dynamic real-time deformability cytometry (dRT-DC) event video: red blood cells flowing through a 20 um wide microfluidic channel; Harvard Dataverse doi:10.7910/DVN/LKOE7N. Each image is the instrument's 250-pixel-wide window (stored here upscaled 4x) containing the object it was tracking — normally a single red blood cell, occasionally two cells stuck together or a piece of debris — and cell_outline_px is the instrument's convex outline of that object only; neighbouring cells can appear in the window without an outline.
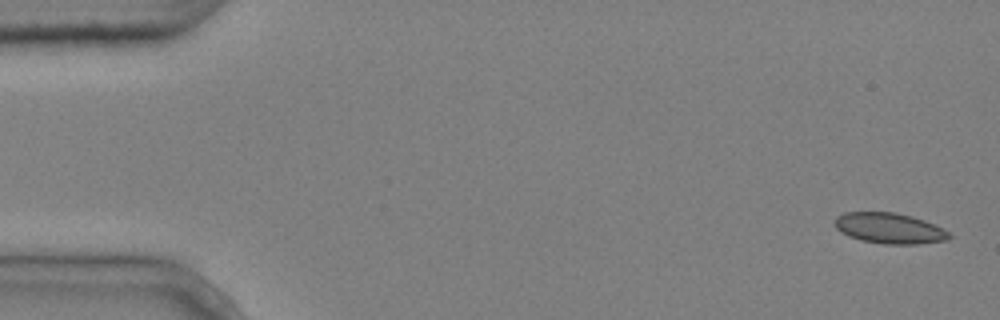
{"species": "common noctule bat (a hibernating species)", "species_latin": "Nyctalus noctula", "temperature_condition": "cold", "stored_images_in_passage": 4, "camera_frame_rate_fps": 3000, "um_per_image_px": 0.085, "animal": {"sex": "male", "body_mass_g": 20.4}, "frame": {"image": 1, "passage_image": 1, "time_ms": 0.0, "image_size_px": [1000, 320], "cell_outline_px": [[952, 236], [948, 240], [916, 244], [884, 244], [860, 240], [848, 236], [840, 232], [832, 224], [836, 216], [844, 212], [896, 212], [912, 216], [924, 220], [948, 232]], "centroid_in_image_um": [75.54, 19.4], "position_along_channel_um": 9.5, "area_um2": 20.58}}